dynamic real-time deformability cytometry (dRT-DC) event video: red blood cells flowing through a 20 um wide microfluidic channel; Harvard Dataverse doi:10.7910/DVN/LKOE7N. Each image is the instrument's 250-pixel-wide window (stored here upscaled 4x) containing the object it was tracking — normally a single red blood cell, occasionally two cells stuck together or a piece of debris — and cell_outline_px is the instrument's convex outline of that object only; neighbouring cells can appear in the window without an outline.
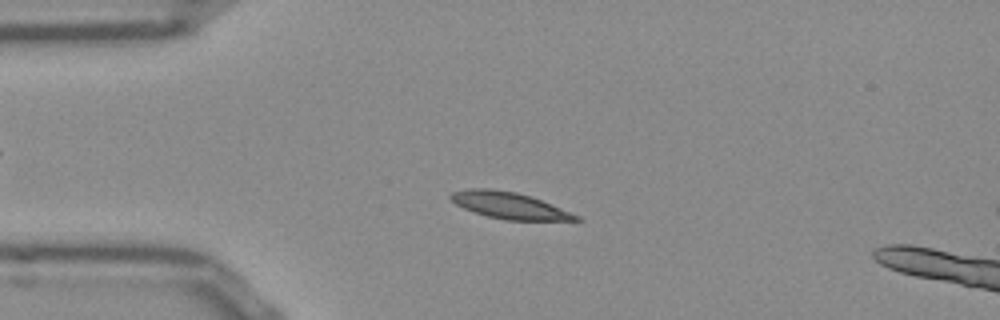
{"species": "Egyptian fruit bat (a non-hibernating species)", "species_latin": "Rousettus aegyptiacus", "temperature_condition": "room temperature", "stored_images_in_passage": 52, "segment_of_instrument_passage": [1, 2], "camera_frame_rate_fps": 3000, "um_per_image_px": 0.085, "frame": {"image": 1, "passage_image": 11, "time_ms": 3.333, "image_size_px": [1000, 320], "cell_outline_px": [[584, 220], [504, 220], [488, 216], [464, 208], [456, 204], [448, 196], [452, 192], [468, 188], [492, 188], [516, 192], [540, 200], [580, 216]], "centroid_in_image_um": [43.26, 17.45], "position_along_channel_um": 41.7, "area_um2": 19.07}}
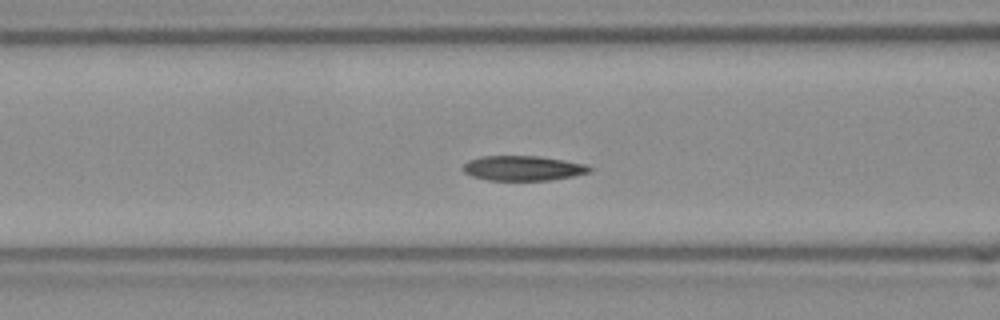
{"frame": {"image": 2, "passage_image": 19, "time_ms": 6.0, "image_size_px": [1000, 320], "cell_outline_px": [[592, 168], [588, 172], [572, 176], [548, 180], [488, 180], [472, 176], [464, 172], [460, 168], [468, 160], [480, 156], [540, 156], [564, 160], [584, 164]], "centroid_in_image_um": [44.38, 14.29], "position_along_channel_um": 122.2, "area_um2": 18.26}}
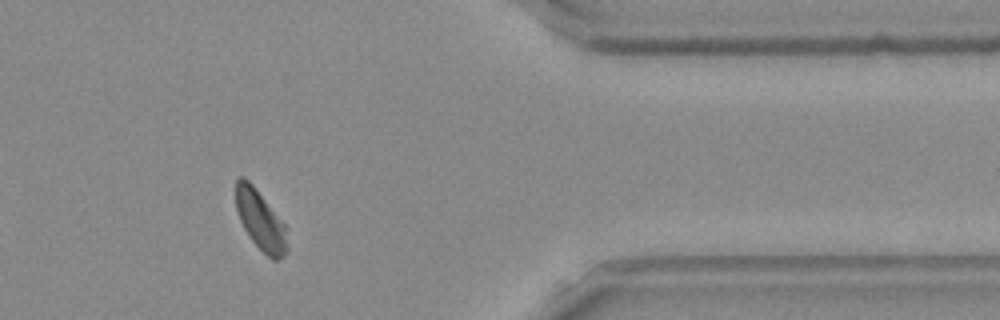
{"frame": {"image": 3, "passage_image": 42, "time_ms": 13.667, "image_size_px": [1000, 320], "cell_outline_px": [[288, 248], [284, 256], [280, 260], [272, 260], [252, 240], [244, 228], [240, 220], [236, 208], [236, 180], [240, 176], [244, 176], [252, 184], [284, 224]], "centroid_in_image_um": [22.13, 18.73], "position_along_channel_um": 389.3, "area_um2": 17.46}}